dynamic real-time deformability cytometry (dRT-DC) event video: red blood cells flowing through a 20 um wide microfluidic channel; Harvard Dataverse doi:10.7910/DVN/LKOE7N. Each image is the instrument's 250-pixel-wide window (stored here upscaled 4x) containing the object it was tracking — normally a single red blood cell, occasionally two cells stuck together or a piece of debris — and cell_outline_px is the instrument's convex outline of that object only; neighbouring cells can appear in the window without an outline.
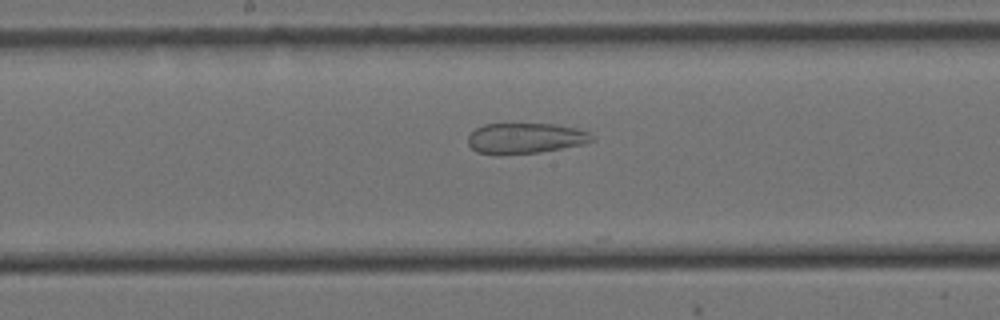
{"species": "Egyptian fruit bat (a non-hibernating species)", "species_latin": "Rousettus aegyptiacus", "temperature_condition": "cold", "stored_images_in_passage": 48, "segment_of_instrument_passage": [1, 2], "camera_frame_rate_fps": 3000, "um_per_image_px": 0.085, "animal": {"sex": "female"}, "frame": {"image": 1, "passage_image": 18, "time_ms": 5.667, "image_size_px": [1000, 320], "cell_outline_px": [[596, 140], [584, 144], [540, 152], [496, 156], [476, 152], [468, 144], [468, 136], [476, 128], [484, 124], [556, 124], [576, 128], [588, 132]], "centroid_in_image_um": [44.63, 11.77], "position_along_channel_um": 203.6, "area_um2": 22.37}}
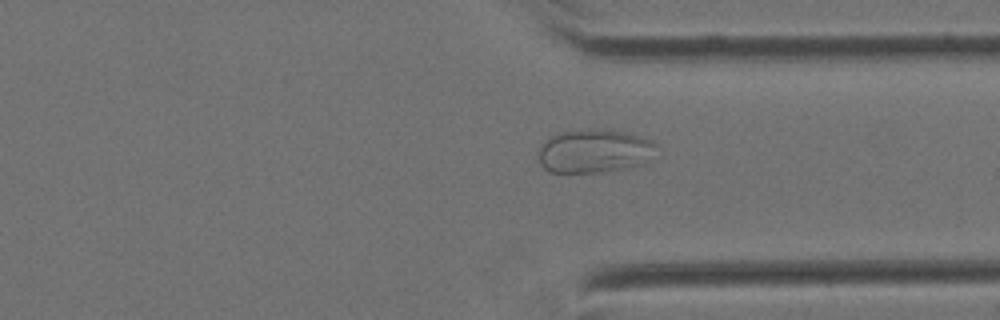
{"frame": {"image": 2, "passage_image": 32, "time_ms": 10.333, "image_size_px": [1000, 320], "cell_outline_px": [[656, 144], [652, 160], [644, 164], [632, 168], [612, 172], [548, 172], [540, 164], [540, 144], [552, 136], [560, 132], [592, 128], [600, 128], [624, 132], [652, 140]], "centroid_in_image_um": [50.57, 12.86], "position_along_channel_um": 360.8, "area_um2": 30.46}}
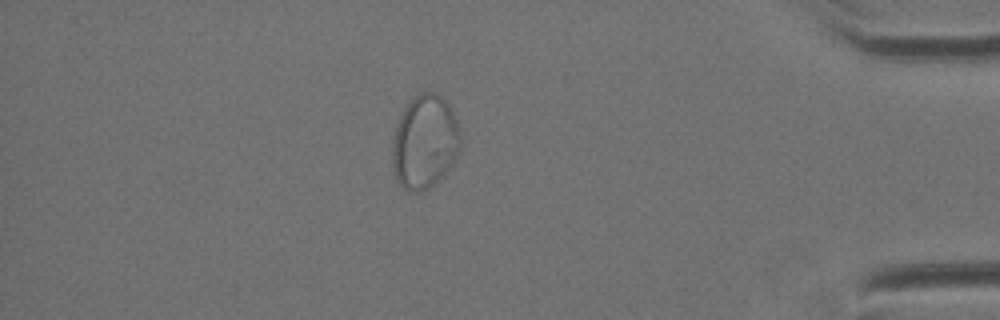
{"frame": {"image": 3, "passage_image": 39, "time_ms": 12.667, "image_size_px": [1000, 320], "cell_outline_px": [[460, 152], [452, 164], [428, 188], [420, 192], [412, 192], [404, 188], [396, 180], [392, 164], [392, 140], [400, 116], [404, 108], [420, 92], [436, 92], [448, 104], [456, 120], [460, 132]], "centroid_in_image_um": [36.09, 12.07], "position_along_channel_um": 399.1, "area_um2": 36.88}}